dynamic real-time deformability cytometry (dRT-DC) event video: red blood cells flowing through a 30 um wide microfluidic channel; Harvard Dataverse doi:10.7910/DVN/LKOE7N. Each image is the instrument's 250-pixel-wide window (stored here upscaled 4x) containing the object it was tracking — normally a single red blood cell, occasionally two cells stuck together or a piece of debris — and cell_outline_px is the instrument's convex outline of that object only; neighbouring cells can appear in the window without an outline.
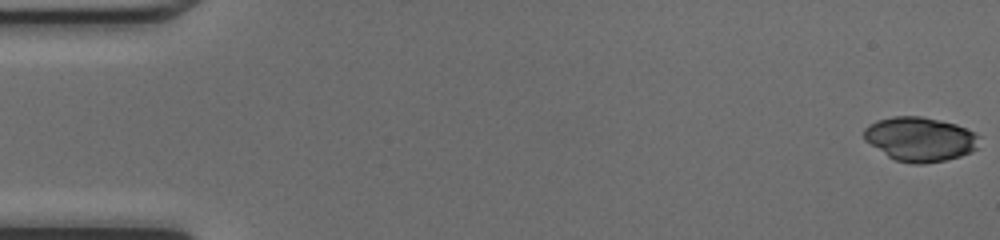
{"species": "common noctule bat (a hibernating species)", "species_latin": "Nyctalus noctula", "temperature_condition": "cold", "stored_images_in_passage": 49, "camera_frame_rate_fps": 3000, "um_per_image_px": 0.085, "animal": {"sex": "female", "body_mass_g": 17.0, "forearm_length_mm": 48.0}, "frame": {"image": 1, "passage_image": 1, "time_ms": 0.0, "image_size_px": [1000, 240], "cell_outline_px": [[980, 148], [972, 152], [960, 156], [944, 160], [924, 164], [912, 164], [896, 160], [888, 156], [864, 140], [864, 128], [868, 124], [876, 120], [892, 116], [920, 116], [940, 120], [956, 124], [980, 136]], "centroid_in_image_um": [78.22, 11.82], "position_along_channel_um": 6.8, "area_um2": 29.94}}
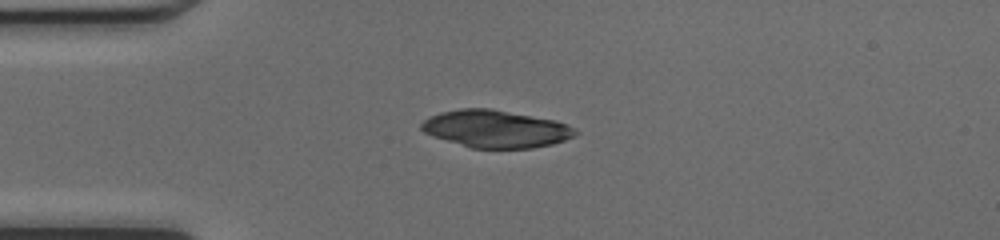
{"frame": {"image": 2, "passage_image": 13, "time_ms": 4.0, "image_size_px": [1000, 240], "cell_outline_px": [[580, 132], [564, 140], [552, 144], [532, 148], [472, 148], [432, 136], [424, 132], [420, 128], [420, 124], [428, 116], [440, 112], [460, 108], [492, 108], [552, 120], [568, 124]], "centroid_in_image_um": [42.1, 10.95], "position_along_channel_um": 42.9, "area_um2": 33.52}}